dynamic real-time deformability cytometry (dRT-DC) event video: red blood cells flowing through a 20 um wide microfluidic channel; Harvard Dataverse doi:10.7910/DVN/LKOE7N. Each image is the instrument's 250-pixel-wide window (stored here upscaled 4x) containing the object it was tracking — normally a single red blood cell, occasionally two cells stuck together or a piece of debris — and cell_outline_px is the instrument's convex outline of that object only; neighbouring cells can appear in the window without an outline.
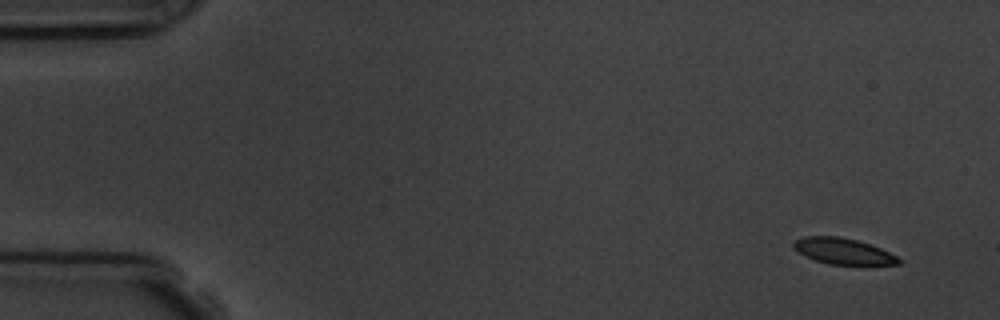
{"species": "common noctule bat (a hibernating species)", "species_latin": "Nyctalus noctula", "temperature_condition": "room temperature", "stored_images_in_passage": 6, "segment_of_instrument_passage": [1, 2], "camera_frame_rate_fps": 3000, "um_per_image_px": 0.085, "animal": {"sex": "male", "body_mass_g": 19.5, "forearm_length_mm": 54.6}, "frame": {"image": 1, "passage_image": 1, "time_ms": 0.0, "image_size_px": [1000, 320], "cell_outline_px": [[900, 264], [864, 268], [828, 264], [804, 256], [792, 248], [792, 244], [796, 240], [804, 236], [840, 236], [856, 240], [880, 248], [896, 256], [900, 260]], "centroid_in_image_um": [71.71, 21.41], "position_along_channel_um": 13.3, "area_um2": 16.76}}
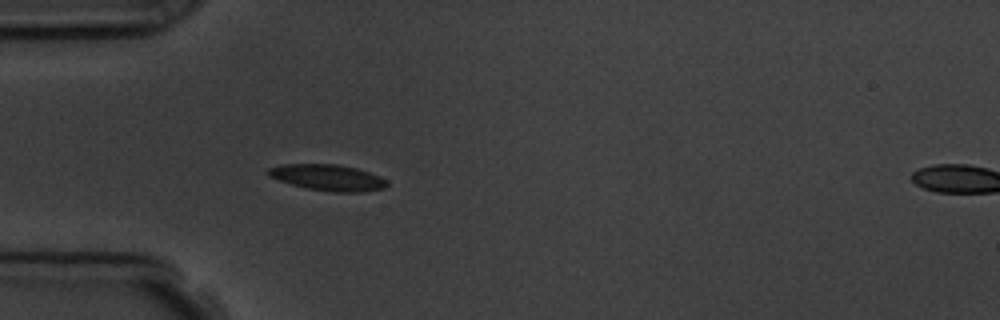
{"frame": {"image": 2, "passage_image": 5, "time_ms": 4.333, "image_size_px": [1000, 320], "cell_outline_px": [[388, 184], [384, 188], [364, 192], [332, 192], [304, 188], [268, 176], [264, 172], [268, 168], [284, 164], [336, 164], [356, 168], [380, 176], [388, 180]], "centroid_in_image_um": [27.86, 15.09], "position_along_channel_um": 57.1, "area_um2": 18.21}}